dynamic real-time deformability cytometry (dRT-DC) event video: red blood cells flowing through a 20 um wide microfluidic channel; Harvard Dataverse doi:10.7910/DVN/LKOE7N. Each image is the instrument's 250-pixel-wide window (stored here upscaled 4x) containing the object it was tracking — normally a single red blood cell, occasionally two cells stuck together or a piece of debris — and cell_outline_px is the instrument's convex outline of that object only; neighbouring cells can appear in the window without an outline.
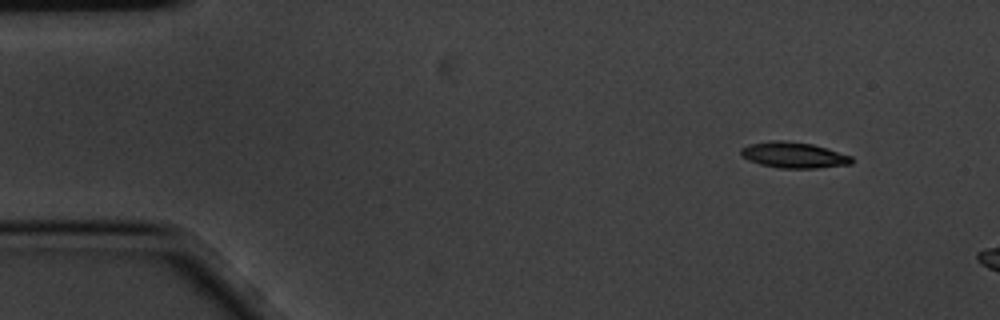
{"species": "common noctule bat (a hibernating species)", "species_latin": "Nyctalus noctula", "temperature_condition": "cold", "stored_images_in_passage": 4, "camera_frame_rate_fps": 3000, "um_per_image_px": 0.085, "animal": {"sex": "male", "body_mass_g": 20.1, "forearm_length_mm": 53.5}, "frame": {"image": 1, "passage_image": 1, "time_ms": 0.0, "image_size_px": [1000, 320], "cell_outline_px": [[852, 164], [816, 168], [780, 168], [760, 164], [748, 160], [740, 152], [740, 148], [748, 144], [768, 140], [784, 140], [812, 144], [828, 148], [852, 156]], "centroid_in_image_um": [67.46, 13.17], "position_along_channel_um": 17.5, "area_um2": 16.82}}
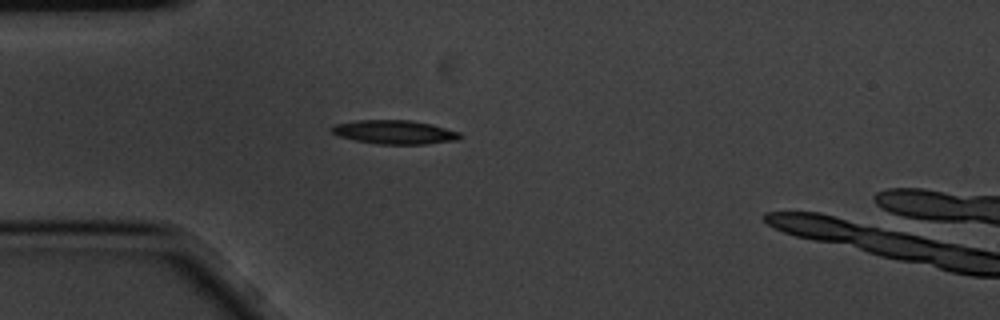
{"frame": {"image": 2, "passage_image": 4, "time_ms": 1.0, "image_size_px": [1000, 320], "cell_outline_px": [[464, 136], [456, 140], [424, 144], [380, 144], [356, 140], [340, 136], [328, 132], [328, 128], [332, 124], [356, 120], [408, 120], [432, 124], [460, 132]], "centroid_in_image_um": [33.49, 11.22], "position_along_channel_um": 51.5, "area_um2": 17.98}}